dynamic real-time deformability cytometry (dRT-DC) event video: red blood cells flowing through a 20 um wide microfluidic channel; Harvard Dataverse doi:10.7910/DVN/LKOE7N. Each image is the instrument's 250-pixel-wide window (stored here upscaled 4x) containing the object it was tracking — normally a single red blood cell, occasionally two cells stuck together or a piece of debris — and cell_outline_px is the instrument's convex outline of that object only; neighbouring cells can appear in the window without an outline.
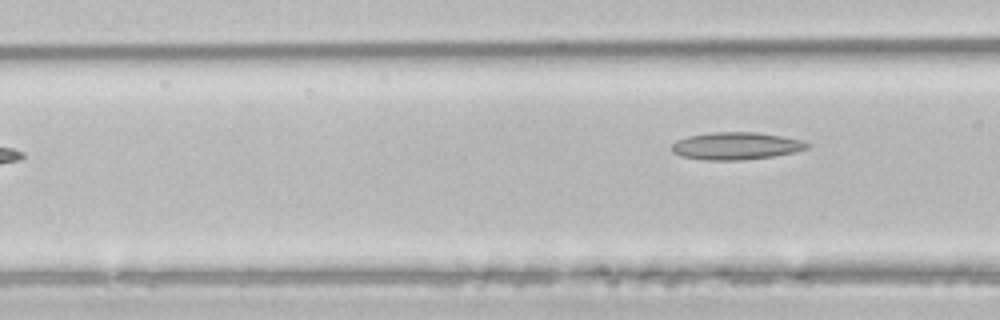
{"species": "common noctule bat (a hibernating species)", "species_latin": "Nyctalus noctula", "temperature_condition": "room temperature", "stored_images_in_passage": 5, "camera_frame_rate_fps": 3000, "um_per_image_px": 0.085, "animal": {"sex": "male", "body_mass_g": 21.5, "forearm_length_mm": 52.0}, "frame": {"image": 1, "passage_image": 5, "time_ms": 1.333, "image_size_px": [1000, 320], "cell_outline_px": [[812, 144], [808, 148], [792, 152], [772, 156], [744, 160], [704, 160], [680, 156], [672, 152], [672, 144], [676, 140], [688, 136], [712, 132], [756, 132], [784, 136], [800, 140]], "centroid_in_image_um": [62.54, 12.4], "position_along_channel_um": 104.1, "area_um2": 21.68}}